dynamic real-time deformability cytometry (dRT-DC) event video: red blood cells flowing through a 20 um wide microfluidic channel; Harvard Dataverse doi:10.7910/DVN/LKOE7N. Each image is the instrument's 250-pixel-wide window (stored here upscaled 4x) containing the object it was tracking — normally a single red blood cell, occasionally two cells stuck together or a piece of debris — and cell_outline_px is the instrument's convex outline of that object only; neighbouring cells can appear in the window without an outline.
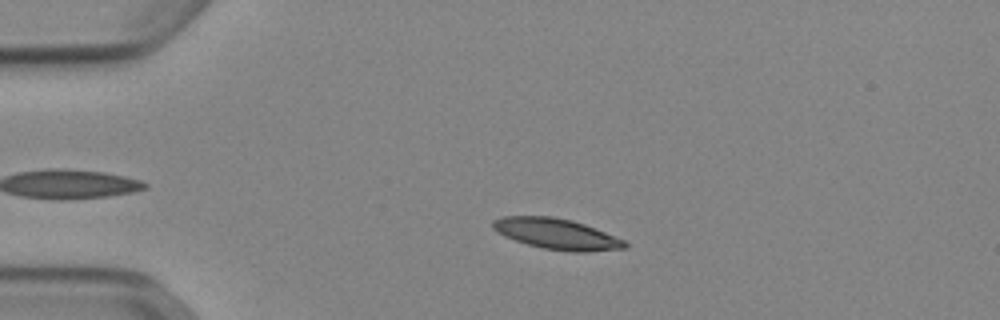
{"species": "Egyptian fruit bat (a non-hibernating species)", "species_latin": "Rousettus aegyptiacus", "temperature_condition": "cold", "stored_images_in_passage": 45, "camera_frame_rate_fps": 3000, "um_per_image_px": 0.085, "animal": {"sex": "female"}, "frame": {"image": 1, "passage_image": 11, "time_ms": 3.333, "image_size_px": [1000, 320], "cell_outline_px": [[628, 244], [624, 248], [588, 252], [572, 252], [544, 248], [528, 244], [504, 236], [492, 228], [492, 220], [500, 216], [552, 216], [572, 220], [584, 224], [624, 240]], "centroid_in_image_um": [47.28, 19.87], "position_along_channel_um": 37.7, "area_um2": 23.47}}
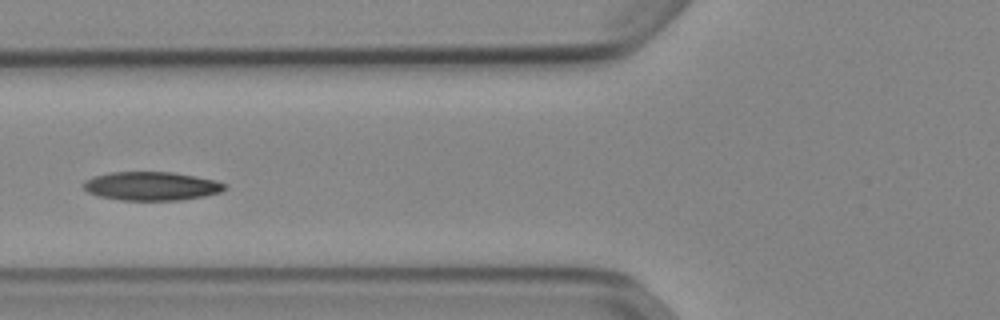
{"frame": {"image": 2, "passage_image": 20, "time_ms": 6.333, "image_size_px": [1000, 320], "cell_outline_px": [[228, 188], [220, 192], [204, 196], [180, 200], [120, 200], [100, 196], [88, 192], [80, 184], [84, 180], [92, 176], [108, 172], [172, 172], [196, 176], [216, 180], [224, 184]], "centroid_in_image_um": [12.84, 15.81], "position_along_channel_um": 113.0, "area_um2": 23.76}}
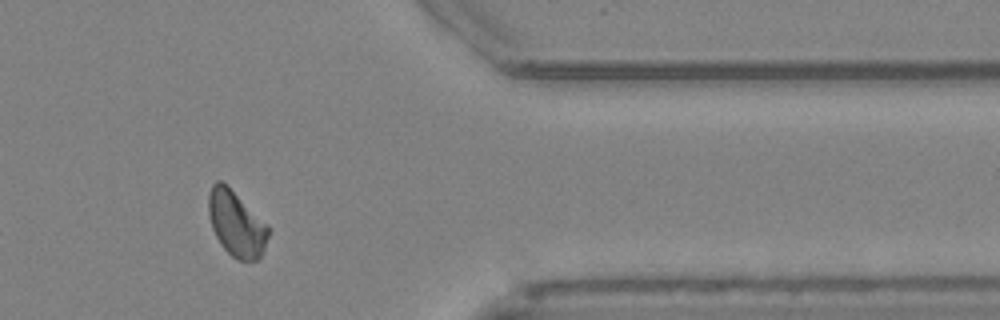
{"frame": {"image": 3, "passage_image": 43, "time_ms": 14.0, "image_size_px": [1000, 320], "cell_outline_px": [[268, 236], [264, 248], [260, 256], [256, 260], [236, 260], [220, 244], [212, 228], [208, 212], [208, 196], [212, 184], [216, 180], [220, 180], [268, 224]], "centroid_in_image_um": [20.07, 19.03], "position_along_channel_um": 391.3, "area_um2": 22.43}, "authors_computed_cell_mechanics": {"area_um2": 23.2356, "velocity_mm_per_s": 3.8514, "shape_relaxation_time_tau1_ms": 4.87, "shape_relaxation_time_tau2_ms": 9.3124, "deformation_change_tau1": 0.1265, "deformation_change_tau2": 0.1604}}